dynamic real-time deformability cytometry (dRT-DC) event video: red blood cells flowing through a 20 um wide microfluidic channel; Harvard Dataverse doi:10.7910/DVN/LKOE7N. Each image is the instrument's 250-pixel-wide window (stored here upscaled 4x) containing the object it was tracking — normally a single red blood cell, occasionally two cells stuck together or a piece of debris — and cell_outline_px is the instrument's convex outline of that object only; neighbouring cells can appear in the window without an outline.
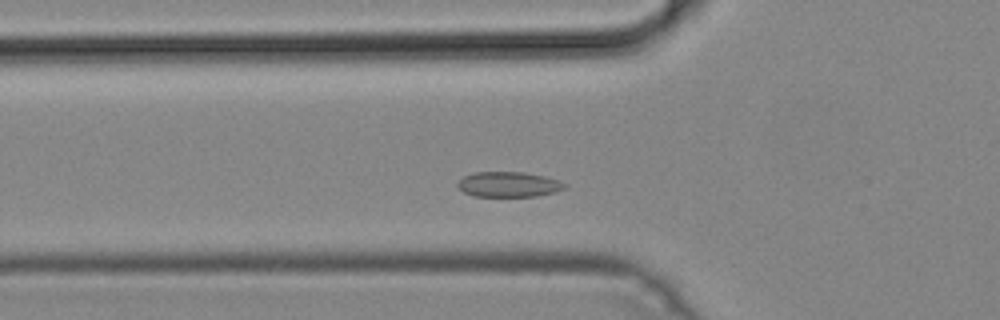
{"species": "common noctule bat (a hibernating species)", "species_latin": "Nyctalus noctula", "temperature_condition": "cold", "stored_images_in_passage": 13, "camera_frame_rate_fps": 3000, "um_per_image_px": 0.085, "animal": {"sex": "male", "body_mass_g": 19.2, "forearm_length_mm": 51.8}, "frame": {"image": 1, "passage_image": 2, "time_ms": 0.333, "image_size_px": [1000, 320], "cell_outline_px": [[568, 184], [564, 188], [556, 192], [536, 196], [476, 196], [464, 192], [456, 184], [464, 176], [472, 172], [524, 172], [544, 176], [560, 180]], "centroid_in_image_um": [43.26, 15.66], "position_along_channel_um": 82.5, "area_um2": 15.72}}
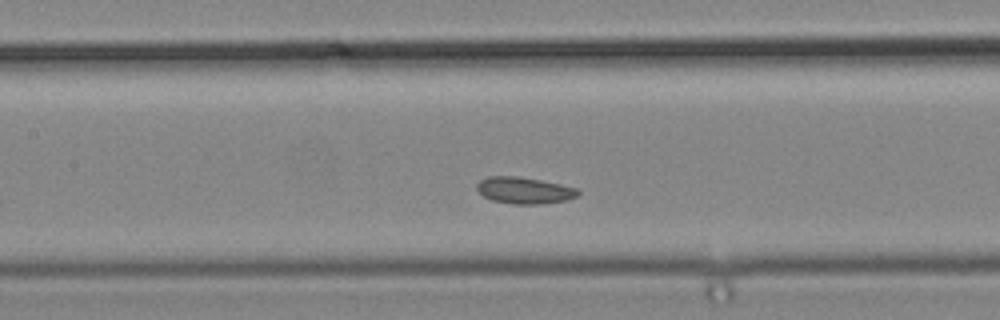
{"frame": {"image": 2, "passage_image": 8, "time_ms": 2.333, "image_size_px": [1000, 320], "cell_outline_px": [[580, 192], [576, 196], [568, 200], [540, 204], [512, 204], [492, 200], [484, 196], [476, 188], [476, 184], [480, 180], [488, 176], [520, 176], [580, 188]], "centroid_in_image_um": [44.58, 16.18], "position_along_channel_um": 162.8, "area_um2": 15.78}}
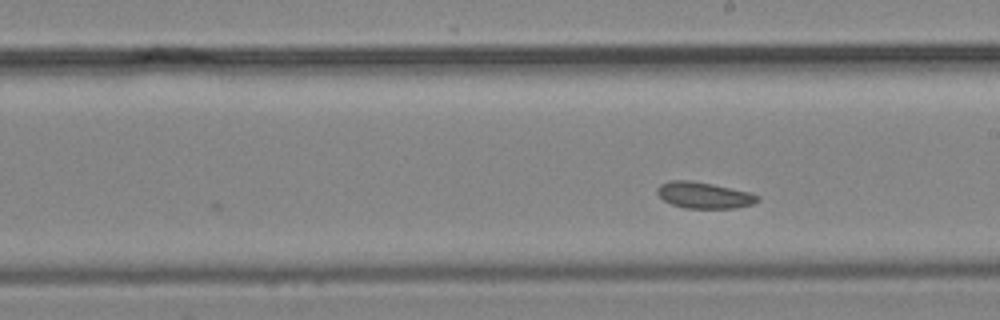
{"frame": {"image": 3, "passage_image": 13, "time_ms": 4.0, "image_size_px": [1000, 320], "cell_outline_px": [[760, 200], [752, 204], [736, 208], [684, 208], [672, 204], [664, 200], [656, 192], [656, 188], [660, 184], [672, 180], [692, 180], [712, 184], [748, 192], [760, 196]], "centroid_in_image_um": [59.83, 16.59], "position_along_channel_um": 229.2, "area_um2": 15.32}}